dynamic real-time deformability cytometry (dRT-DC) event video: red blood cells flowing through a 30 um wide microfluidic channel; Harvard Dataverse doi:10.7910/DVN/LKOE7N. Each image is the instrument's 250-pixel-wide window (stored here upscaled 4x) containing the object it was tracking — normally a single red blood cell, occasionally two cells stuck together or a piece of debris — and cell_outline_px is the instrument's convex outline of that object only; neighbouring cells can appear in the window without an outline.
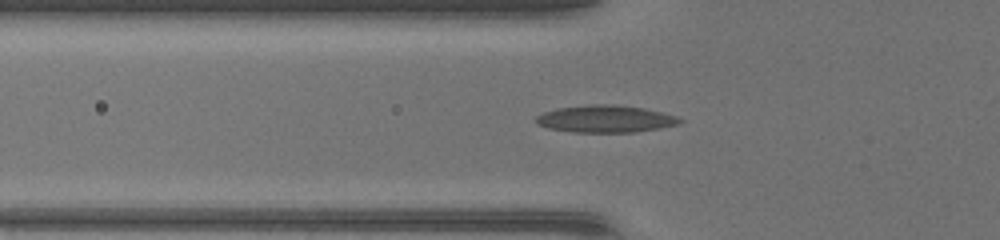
{"species": "common noctule bat (a hibernating species)", "species_latin": "Nyctalus noctula", "temperature_condition": "warm", "stored_images_in_passage": 39, "camera_frame_rate_fps": 3000, "um_per_image_px": 0.085, "animal": {"sex": "female", "body_mass_g": 17.0, "forearm_length_mm": 48.0}, "frame": {"image": 1, "passage_image": 9, "time_ms": 2.667, "image_size_px": [1000, 240], "cell_outline_px": [[684, 120], [676, 124], [660, 128], [636, 132], [572, 132], [548, 128], [536, 124], [536, 116], [544, 112], [556, 108], [592, 104], [608, 104], [644, 108], [676, 116]], "centroid_in_image_um": [51.43, 10.11], "position_along_channel_um": 74.4, "area_um2": 22.66}}
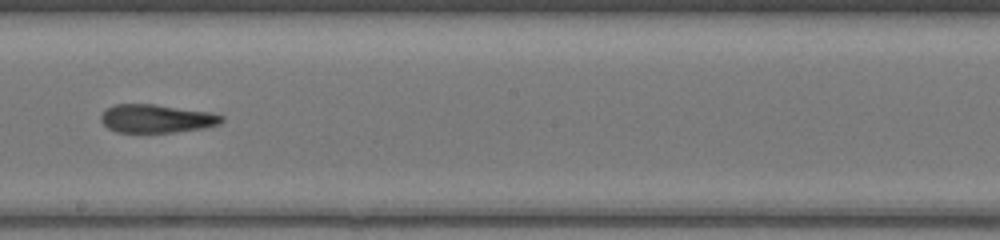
{"frame": {"image": 2, "passage_image": 20, "time_ms": 6.333, "image_size_px": [1000, 240], "cell_outline_px": [[224, 120], [220, 124], [204, 128], [172, 132], [116, 132], [108, 128], [100, 120], [100, 116], [108, 108], [116, 104], [152, 104], [208, 112], [224, 116]], "centroid_in_image_um": [13.3, 10.08], "position_along_channel_um": 234.9, "area_um2": 19.71}}
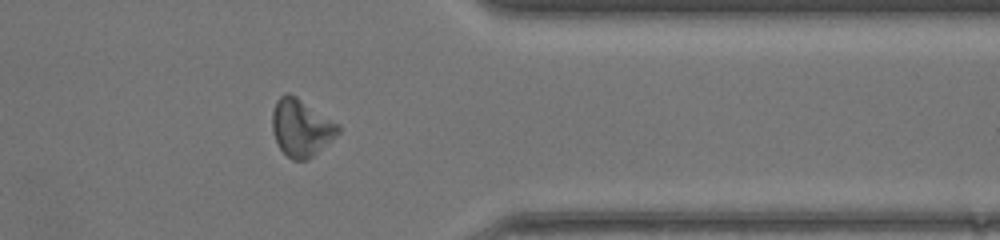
{"frame": {"image": 3, "passage_image": 31, "time_ms": 10.0, "image_size_px": [1000, 240], "cell_outline_px": [[340, 132], [336, 136], [308, 160], [292, 160], [280, 148], [272, 132], [272, 112], [276, 100], [280, 96], [288, 92], [296, 96], [340, 124]], "centroid_in_image_um": [25.6, 10.84], "position_along_channel_um": 385.8, "area_um2": 22.02}}